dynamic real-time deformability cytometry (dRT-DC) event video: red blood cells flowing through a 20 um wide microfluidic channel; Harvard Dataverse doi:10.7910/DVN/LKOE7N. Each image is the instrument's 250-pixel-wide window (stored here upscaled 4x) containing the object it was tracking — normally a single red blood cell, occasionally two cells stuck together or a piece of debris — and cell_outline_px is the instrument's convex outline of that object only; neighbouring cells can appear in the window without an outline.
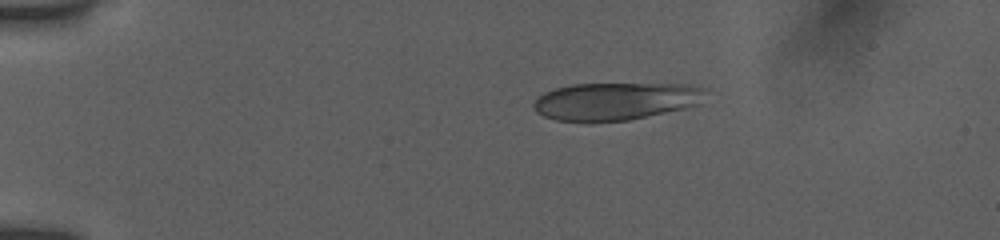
{"species": "human", "species_latin": "Homo sapiens", "temperature_condition": "room temperature", "stored_images_in_passage": 10, "camera_frame_rate_fps": 3000, "um_per_image_px": 0.085, "donor": {"sex": "female"}, "frame": {"image": 1, "passage_image": 1, "time_ms": 0.0, "image_size_px": [1000, 240], "cell_outline_px": [[700, 104], [684, 108], [628, 120], [556, 120], [544, 116], [536, 112], [532, 104], [544, 92], [556, 88], [572, 84], [688, 84], [700, 88]], "centroid_in_image_um": [52.25, 8.59], "position_along_channel_um": 32.7, "area_um2": 36.65}}
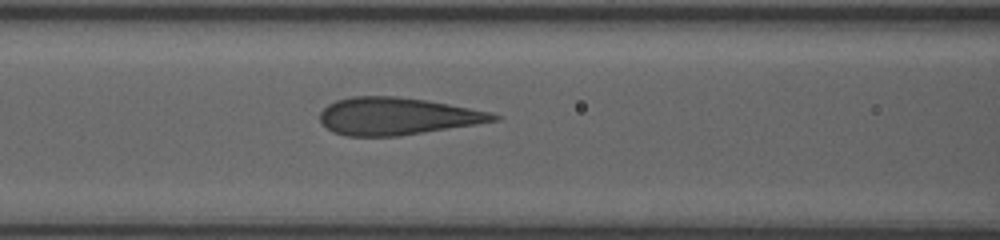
{"frame": {"image": 2, "passage_image": 7, "time_ms": 4.333, "image_size_px": [1000, 240], "cell_outline_px": [[500, 120], [476, 124], [400, 136], [348, 136], [332, 132], [320, 120], [320, 112], [328, 104], [336, 100], [352, 96], [396, 96], [424, 100], [448, 104], [492, 112], [500, 116]], "centroid_in_image_um": [33.74, 9.88], "position_along_channel_um": 132.9, "area_um2": 37.63}}
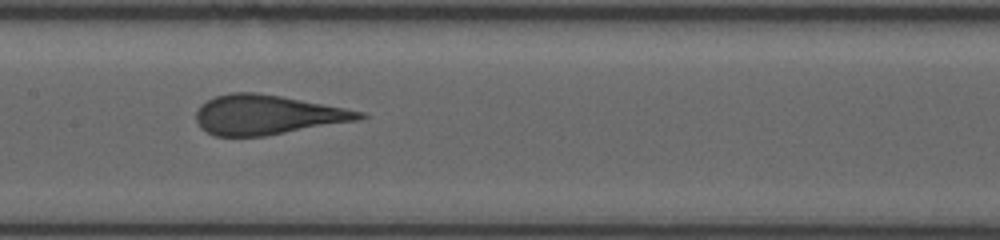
{"frame": {"image": 3, "passage_image": 9, "time_ms": 5.667, "image_size_px": [1000, 240], "cell_outline_px": [[368, 116], [360, 120], [264, 136], [216, 136], [200, 128], [196, 120], [196, 112], [200, 104], [216, 96], [232, 92], [256, 92], [280, 96], [344, 108], [364, 112]], "centroid_in_image_um": [22.7, 9.76], "position_along_channel_um": 184.7, "area_um2": 37.45}}